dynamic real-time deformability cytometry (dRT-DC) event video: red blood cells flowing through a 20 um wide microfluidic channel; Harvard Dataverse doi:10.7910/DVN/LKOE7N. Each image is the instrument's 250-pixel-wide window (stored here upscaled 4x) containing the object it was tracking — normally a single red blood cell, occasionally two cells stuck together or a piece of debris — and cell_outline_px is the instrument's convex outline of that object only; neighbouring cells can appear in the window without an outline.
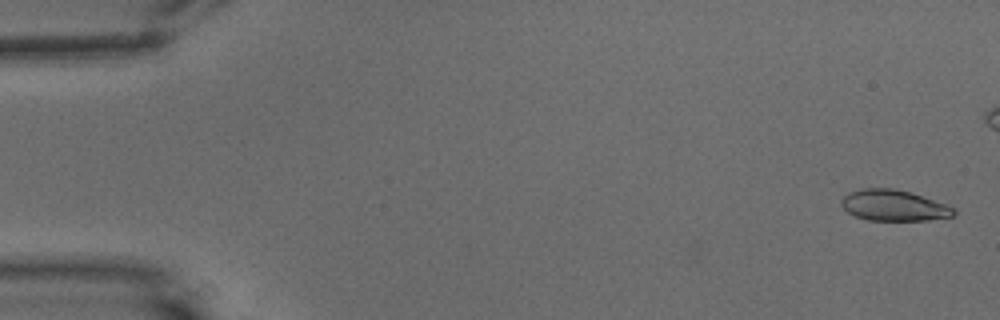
{"species": "common noctule bat (a hibernating species)", "species_latin": "Nyctalus noctula", "temperature_condition": "warm", "stored_images_in_passage": 48, "camera_frame_rate_fps": 3000, "um_per_image_px": 0.085, "animal": {"sex": "male", "body_mass_g": 15.6}, "frame": {"image": 1, "passage_image": 2, "time_ms": 0.333, "image_size_px": [1000, 320], "cell_outline_px": [[956, 212], [952, 216], [928, 220], [868, 220], [856, 216], [848, 212], [840, 204], [840, 200], [848, 192], [864, 188], [892, 188], [908, 192], [956, 208]], "centroid_in_image_um": [75.93, 17.46], "position_along_channel_um": 9.1, "area_um2": 20.0}}
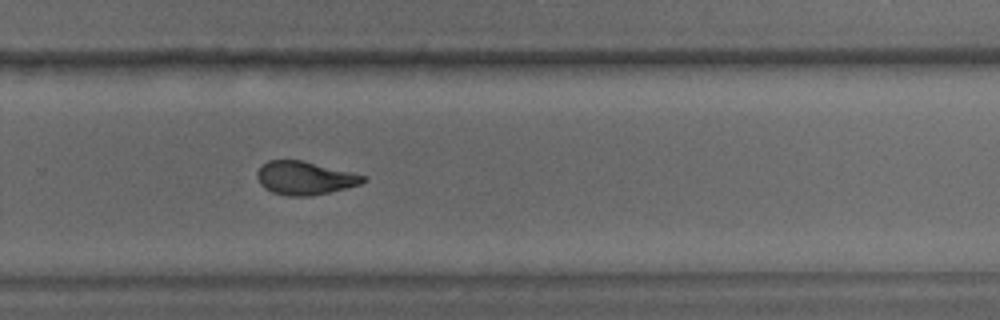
{"frame": {"image": 2, "passage_image": 39, "time_ms": 12.667, "image_size_px": [1000, 320], "cell_outline_px": [[368, 180], [360, 184], [328, 192], [308, 196], [288, 196], [272, 192], [264, 188], [260, 184], [256, 176], [256, 172], [268, 160], [300, 160], [352, 172], [368, 176]], "centroid_in_image_um": [25.9, 15.13], "position_along_channel_um": 303.9, "area_um2": 20.46}}
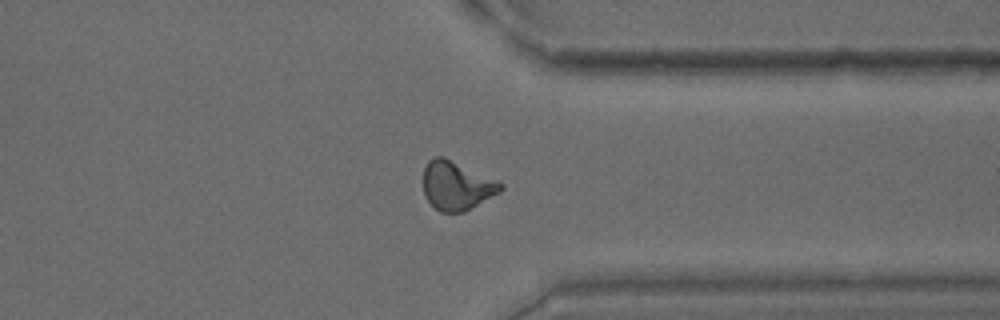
{"frame": {"image": 3, "passage_image": 45, "time_ms": 14.667, "image_size_px": [1000, 320], "cell_outline_px": [[504, 188], [500, 192], [464, 212], [440, 212], [424, 196], [424, 168], [428, 160], [436, 156], [444, 156], [504, 184]], "centroid_in_image_um": [38.8, 15.77], "position_along_channel_um": 372.6, "area_um2": 21.79}}